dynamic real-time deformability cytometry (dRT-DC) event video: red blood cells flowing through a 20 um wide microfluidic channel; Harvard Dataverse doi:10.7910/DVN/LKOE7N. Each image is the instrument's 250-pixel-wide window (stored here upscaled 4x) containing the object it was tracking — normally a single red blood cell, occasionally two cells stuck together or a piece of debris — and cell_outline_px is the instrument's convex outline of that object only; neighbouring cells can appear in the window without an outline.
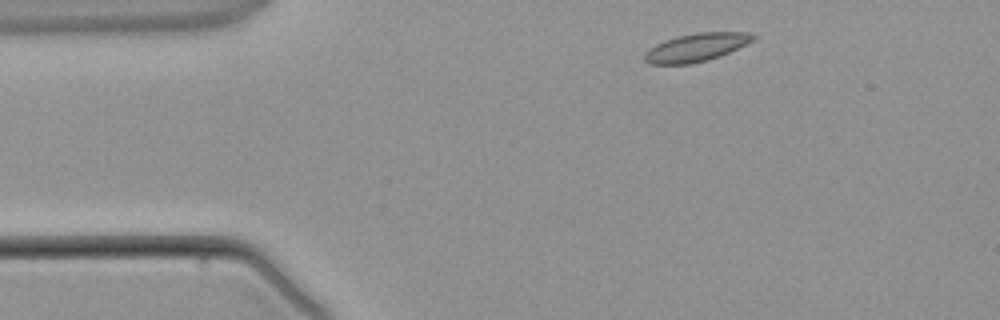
{"species": "common noctule bat (a hibernating species)", "species_latin": "Nyctalus noctula", "temperature_condition": "warm", "stored_images_in_passage": 1, "camera_frame_rate_fps": 3000, "um_per_image_px": 0.085, "animal": {"sex": "male", "body_mass_g": 21.5, "forearm_length_mm": 52.0}, "frame": {"image": 1, "passage_image": 1, "time_ms": 0.0, "image_size_px": [1000, 320], "cell_outline_px": [[760, 36], [720, 56], [688, 64], [652, 64], [644, 60], [644, 52], [648, 48], [664, 40], [676, 36], [696, 32], [748, 32]], "centroid_in_image_um": [59.14, 4.01], "position_along_channel_um": 25.9, "area_um2": 17.69}}